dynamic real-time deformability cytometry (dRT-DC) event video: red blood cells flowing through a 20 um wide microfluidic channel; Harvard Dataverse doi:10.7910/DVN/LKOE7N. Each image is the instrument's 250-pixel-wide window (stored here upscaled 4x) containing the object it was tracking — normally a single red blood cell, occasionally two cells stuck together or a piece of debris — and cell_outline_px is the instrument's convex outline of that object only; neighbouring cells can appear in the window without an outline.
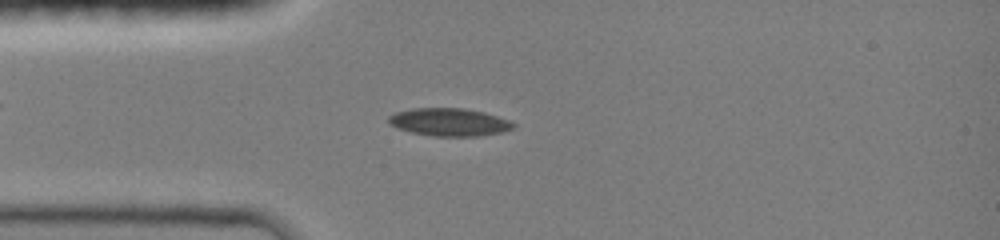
{"species": "common noctule bat (a hibernating species)", "species_latin": "Nyctalus noctula", "temperature_condition": "room temperature", "stored_images_in_passage": 45, "camera_frame_rate_fps": 3000, "um_per_image_px": 0.085, "animal": {"sex": "female", "body_mass_g": 19.0, "forearm_length_mm": 51.5}, "frame": {"image": 1, "passage_image": 11, "time_ms": 3.333, "image_size_px": [1000, 240], "cell_outline_px": [[516, 124], [512, 128], [500, 132], [480, 136], [432, 136], [412, 132], [388, 124], [388, 116], [396, 112], [412, 108], [464, 108], [484, 112], [508, 120]], "centroid_in_image_um": [38.16, 10.37], "position_along_channel_um": 46.8, "area_um2": 20.06}}
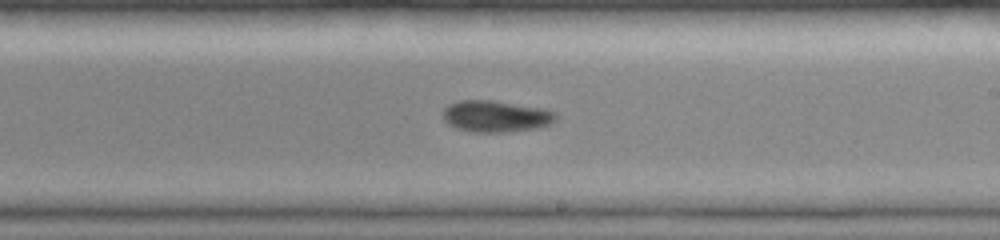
{"frame": {"image": 2, "passage_image": 26, "time_ms": 8.333, "image_size_px": [1000, 240], "cell_outline_px": [[560, 116], [552, 124], [536, 128], [504, 132], [472, 132], [456, 128], [448, 124], [444, 120], [444, 108], [448, 104], [460, 100], [492, 100], [544, 108], [556, 112]], "centroid_in_image_um": [42.19, 9.88], "position_along_channel_um": 246.8, "area_um2": 20.98}}
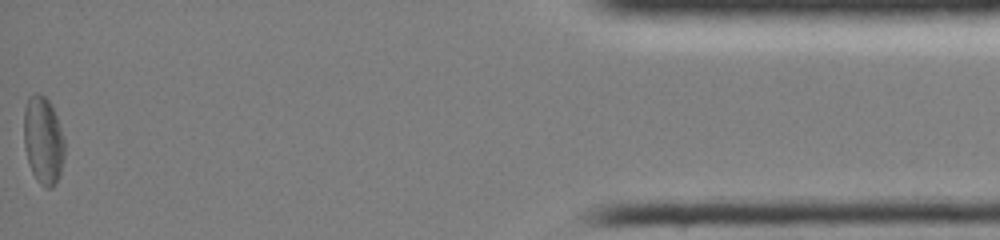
{"frame": {"image": 3, "passage_image": 45, "time_ms": 14.667, "image_size_px": [1000, 240], "cell_outline_px": [[64, 156], [60, 176], [56, 184], [52, 188], [44, 188], [36, 180], [28, 164], [24, 144], [24, 108], [28, 96], [36, 92], [44, 96], [52, 104], [64, 136]], "centroid_in_image_um": [3.67, 11.94], "position_along_channel_um": 431.5, "area_um2": 21.27}, "authors_computed_cell_mechanics": {"area_um2": 20.1144, "velocity_mm_per_s": 4.1688, "shape_relaxation_time_tau1_ms": 2.1693, "shape_relaxation_time_tau2_ms": 11.1228, "deformation_change_tau1": 0.0933, "deformation_change_tau2": 0.1618}}